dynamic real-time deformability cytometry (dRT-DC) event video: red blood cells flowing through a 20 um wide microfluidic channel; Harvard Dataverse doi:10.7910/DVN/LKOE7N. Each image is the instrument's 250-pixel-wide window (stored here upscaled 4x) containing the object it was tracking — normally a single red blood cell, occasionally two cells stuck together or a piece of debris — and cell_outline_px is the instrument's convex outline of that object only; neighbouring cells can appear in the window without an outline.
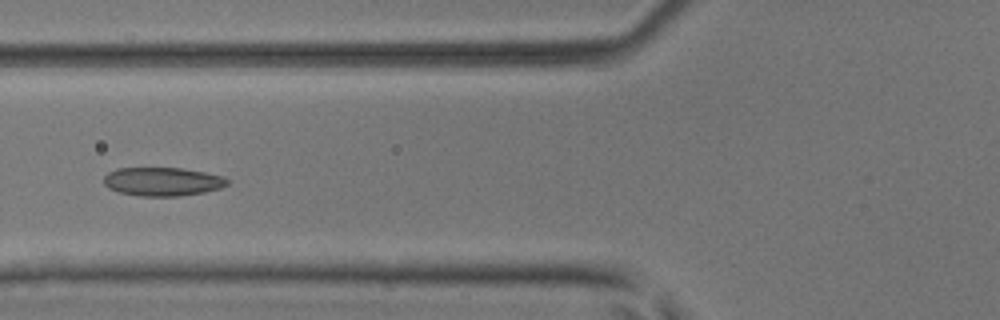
{"species": "common noctule bat (a hibernating species)", "species_latin": "Nyctalus noctula", "temperature_condition": "room temperature", "stored_images_in_passage": 6, "camera_frame_rate_fps": 3000, "um_per_image_px": 0.085, "animal": {"sex": "male", "body_mass_g": 17.9, "forearm_length_mm": 54.2}, "frame": {"image": 1, "passage_image": 5, "time_ms": 1.333, "image_size_px": [1000, 320], "cell_outline_px": [[232, 180], [228, 184], [220, 188], [204, 192], [180, 196], [140, 196], [120, 192], [108, 188], [104, 184], [104, 176], [108, 172], [116, 168], [180, 168], [204, 172], [224, 176]], "centroid_in_image_um": [13.84, 15.43], "position_along_channel_um": 112.0, "area_um2": 20.69}}
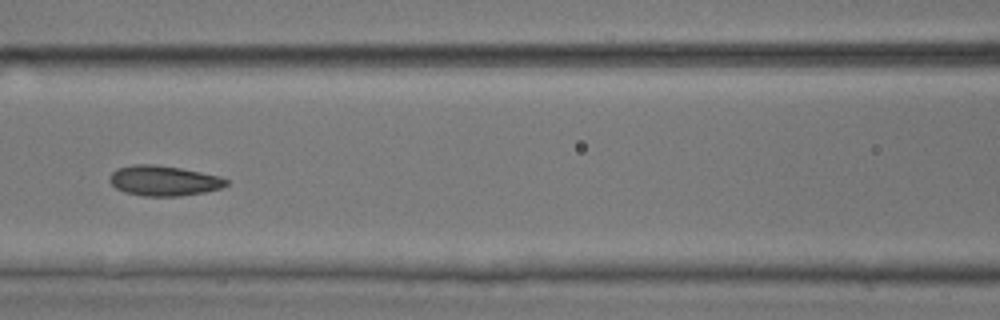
{"frame": {"image": 2, "passage_image": 6, "time_ms": 1.667, "image_size_px": [1000, 320], "cell_outline_px": [[228, 184], [220, 188], [204, 192], [180, 196], [144, 196], [124, 192], [116, 188], [108, 180], [112, 172], [116, 168], [132, 164], [152, 164], [180, 168], [220, 176], [228, 180]], "centroid_in_image_um": [13.89, 15.36], "position_along_channel_um": 152.7, "area_um2": 20.52}}